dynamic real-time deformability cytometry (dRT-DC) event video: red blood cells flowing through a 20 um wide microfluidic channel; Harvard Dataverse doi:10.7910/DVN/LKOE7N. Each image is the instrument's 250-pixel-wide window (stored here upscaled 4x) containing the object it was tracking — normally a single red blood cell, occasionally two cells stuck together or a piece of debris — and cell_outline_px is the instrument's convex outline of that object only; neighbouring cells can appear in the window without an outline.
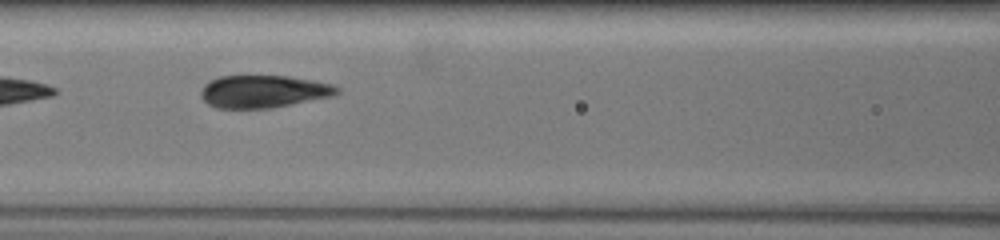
{"species": "common noctule bat (a hibernating species)", "species_latin": "Nyctalus noctula", "temperature_condition": "warm", "stored_images_in_passage": 34, "camera_frame_rate_fps": 3000, "um_per_image_px": 0.085, "animal": {"sex": "female", "body_mass_g": 19.5, "forearm_length_mm": 54.1}, "frame": {"image": 1, "passage_image": 14, "time_ms": 5.667, "image_size_px": [1000, 240], "cell_outline_px": [[340, 92], [332, 96], [272, 108], [216, 108], [208, 104], [200, 96], [200, 92], [204, 84], [220, 76], [288, 76], [312, 80], [332, 84], [340, 88]], "centroid_in_image_um": [22.39, 7.78], "position_along_channel_um": 144.2, "area_um2": 25.78}}
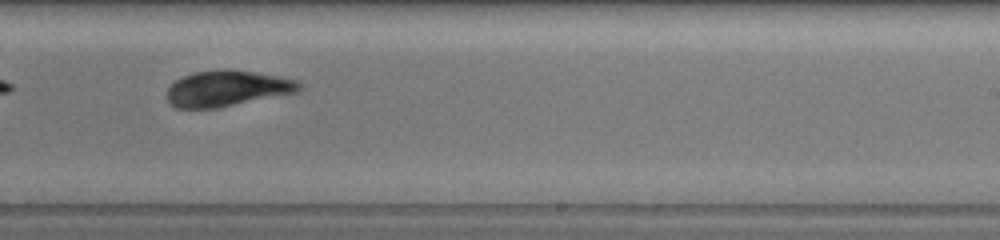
{"frame": {"image": 2, "passage_image": 20, "time_ms": 9.0, "image_size_px": [1000, 240], "cell_outline_px": [[300, 88], [296, 92], [216, 108], [176, 108], [168, 100], [168, 88], [176, 80], [184, 76], [196, 72], [220, 68], [224, 68], [280, 76], [300, 80]], "centroid_in_image_um": [19.31, 7.5], "position_along_channel_um": 269.7, "area_um2": 27.34}}
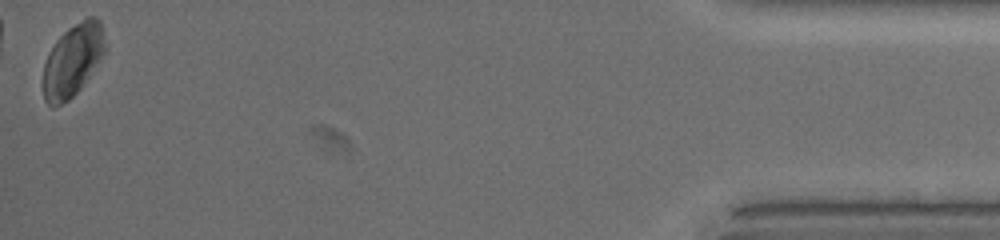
{"frame": {"image": 3, "passage_image": 34, "time_ms": 15.333, "image_size_px": [1000, 240], "cell_outline_px": [[104, 52], [80, 88], [68, 100], [52, 108], [44, 100], [44, 64], [48, 52], [56, 40], [68, 28], [88, 16], [96, 16], [100, 20], [104, 32]], "centroid_in_image_um": [6.16, 5.09], "position_along_channel_um": 429.0, "area_um2": 25.66}, "authors_computed_cell_mechanics": {"area_um2": 26.7325, "velocity_mm_per_s": 3.7676, "shape_relaxation_time_tau1_ms": 2.18, "shape_relaxation_time_tau2_ms": 0.136, "deformation_change_tau1": 0.0957, "deformation_change_tau2": 0.0787}}